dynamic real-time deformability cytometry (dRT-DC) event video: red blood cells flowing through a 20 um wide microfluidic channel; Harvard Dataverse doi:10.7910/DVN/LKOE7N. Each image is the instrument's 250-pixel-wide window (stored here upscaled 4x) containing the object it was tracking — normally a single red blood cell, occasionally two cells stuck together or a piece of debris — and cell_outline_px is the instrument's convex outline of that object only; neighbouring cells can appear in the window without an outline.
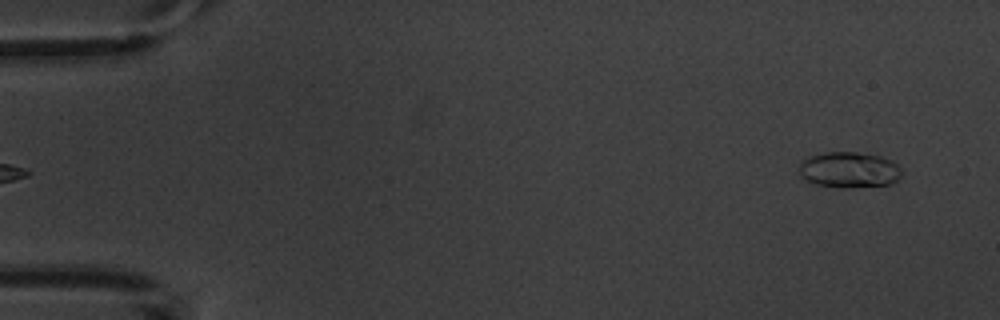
{"species": "common noctule bat (a hibernating species)", "species_latin": "Nyctalus noctula", "temperature_condition": "warm", "stored_images_in_passage": 5, "camera_frame_rate_fps": 3000, "um_per_image_px": 0.085, "animal": {"sex": "male", "body_mass_g": 20.1, "forearm_length_mm": 53.5}, "frame": {"image": 1, "passage_image": 5, "time_ms": 4.667, "image_size_px": [1000, 320], "cell_outline_px": [[900, 176], [892, 184], [848, 188], [840, 188], [816, 184], [800, 176], [800, 160], [808, 156], [824, 152], [856, 152], [880, 156], [892, 160], [900, 168]], "centroid_in_image_um": [72.15, 14.43], "position_along_channel_um": 12.8, "area_um2": 21.5}}